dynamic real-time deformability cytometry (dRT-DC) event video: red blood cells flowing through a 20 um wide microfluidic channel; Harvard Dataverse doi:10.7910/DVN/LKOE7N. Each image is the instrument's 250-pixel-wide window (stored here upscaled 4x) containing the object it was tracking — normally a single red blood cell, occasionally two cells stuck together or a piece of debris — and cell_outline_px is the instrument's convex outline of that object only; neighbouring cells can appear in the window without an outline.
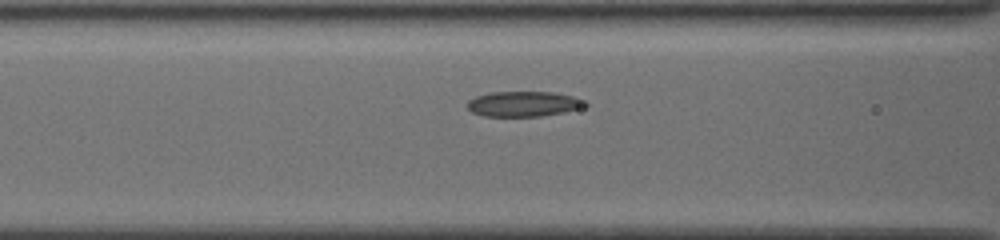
{"species": "common noctule bat (a hibernating species)", "species_latin": "Nyctalus noctula", "temperature_condition": "cold", "stored_images_in_passage": 13, "camera_frame_rate_fps": 3000, "um_per_image_px": 0.085, "animal": {"sex": "female", "body_mass_g": 19.5, "forearm_length_mm": 54.1}, "frame": {"image": 1, "passage_image": 11, "time_ms": 3.333, "image_size_px": [1000, 240], "cell_outline_px": [[588, 104], [580, 108], [564, 112], [540, 116], [484, 116], [472, 112], [468, 108], [468, 100], [476, 96], [488, 92], [552, 92], [572, 96], [584, 100]], "centroid_in_image_um": [44.48, 8.83], "position_along_channel_um": 122.1, "area_um2": 17.22}}